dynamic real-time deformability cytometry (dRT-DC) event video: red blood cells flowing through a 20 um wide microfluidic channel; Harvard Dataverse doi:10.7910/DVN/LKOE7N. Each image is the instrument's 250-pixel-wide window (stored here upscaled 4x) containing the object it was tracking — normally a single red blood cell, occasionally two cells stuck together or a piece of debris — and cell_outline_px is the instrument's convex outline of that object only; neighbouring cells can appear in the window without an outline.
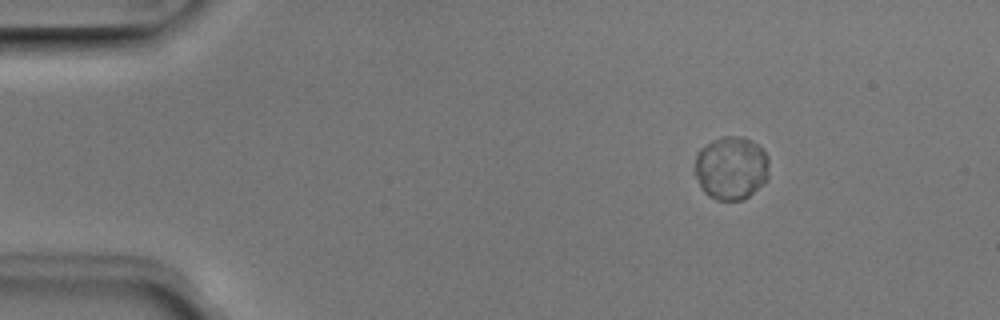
{"species": "Egyptian fruit bat (a non-hibernating species)", "species_latin": "Rousettus aegyptiacus", "temperature_condition": "room temperature", "stored_images_in_passage": 4, "camera_frame_rate_fps": 3000, "um_per_image_px": 0.085, "animal": {"sex": "male"}, "frame": {"image": 1, "passage_image": 2, "time_ms": 0.333, "image_size_px": [1000, 320], "cell_outline_px": [[768, 180], [744, 200], [716, 200], [708, 196], [704, 192], [692, 172], [692, 168], [696, 152], [700, 148], [712, 140], [724, 136], [744, 136], [756, 144], [768, 156]], "centroid_in_image_um": [62.1, 14.28], "position_along_channel_um": 22.9, "area_um2": 28.03}}
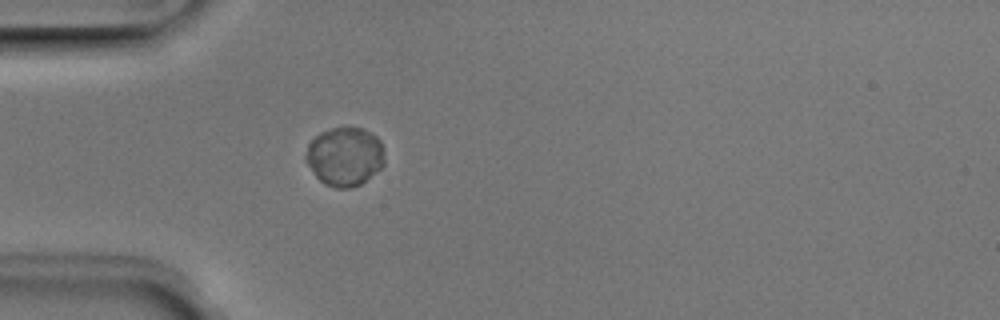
{"frame": {"image": 2, "passage_image": 4, "time_ms": 1.0, "image_size_px": [1000, 320], "cell_outline_px": [[384, 164], [380, 168], [360, 184], [352, 188], [336, 188], [324, 184], [316, 176], [308, 164], [304, 156], [308, 144], [320, 132], [332, 128], [364, 128], [376, 136], [380, 140], [384, 152]], "centroid_in_image_um": [29.3, 13.3], "position_along_channel_um": 55.7, "area_um2": 26.88}}